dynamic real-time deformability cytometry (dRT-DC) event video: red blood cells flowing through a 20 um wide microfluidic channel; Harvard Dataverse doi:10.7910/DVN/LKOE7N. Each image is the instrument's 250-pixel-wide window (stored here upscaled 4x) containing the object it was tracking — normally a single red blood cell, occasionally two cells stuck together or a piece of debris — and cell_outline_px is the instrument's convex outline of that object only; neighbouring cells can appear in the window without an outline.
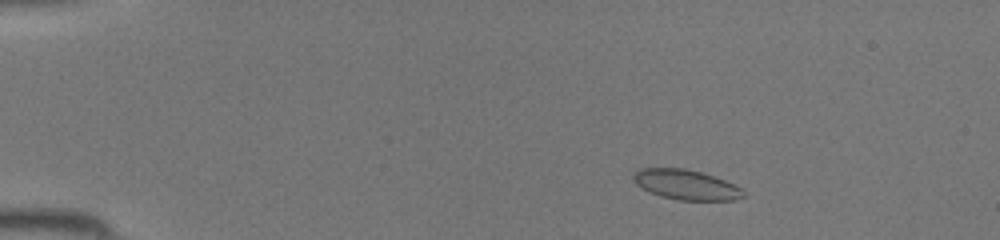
{"species": "common noctule bat (a hibernating species)", "species_latin": "Nyctalus noctula", "temperature_condition": "room temperature", "stored_images_in_passage": 42, "camera_frame_rate_fps": 3000, "um_per_image_px": 0.085, "animal": {"sex": "female", "body_mass_g": 19.5, "forearm_length_mm": 54.1}, "frame": {"image": 1, "passage_image": 5, "time_ms": 1.333, "image_size_px": [1000, 240], "cell_outline_px": [[744, 196], [732, 200], [680, 200], [660, 196], [648, 192], [640, 188], [632, 180], [632, 176], [640, 168], [684, 168], [700, 172], [724, 180], [740, 188], [744, 192]], "centroid_in_image_um": [58.24, 15.7], "position_along_channel_um": 26.8, "area_um2": 19.07}}
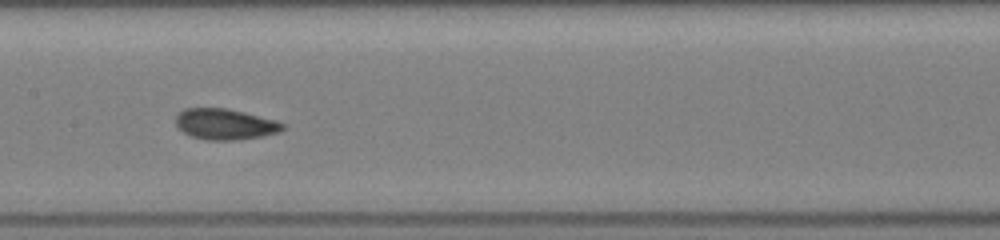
{"frame": {"image": 2, "passage_image": 21, "time_ms": 6.667, "image_size_px": [1000, 240], "cell_outline_px": [[288, 128], [280, 132], [264, 136], [232, 140], [204, 140], [192, 136], [184, 132], [176, 124], [176, 116], [184, 108], [228, 108], [276, 120], [284, 124]], "centroid_in_image_um": [19.18, 10.55], "position_along_channel_um": 188.2, "area_um2": 19.31}}
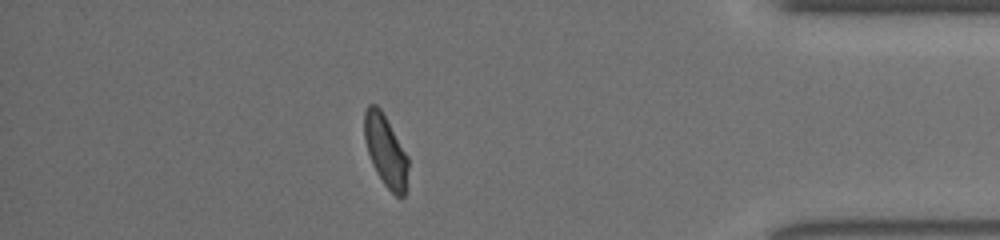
{"frame": {"image": 3, "passage_image": 37, "time_ms": 12.0, "image_size_px": [1000, 240], "cell_outline_px": [[408, 168], [404, 196], [400, 200], [384, 184], [376, 172], [372, 164], [364, 140], [364, 112], [368, 104], [376, 104], [380, 108], [408, 156]], "centroid_in_image_um": [32.76, 12.82], "position_along_channel_um": 402.4, "area_um2": 18.21}}